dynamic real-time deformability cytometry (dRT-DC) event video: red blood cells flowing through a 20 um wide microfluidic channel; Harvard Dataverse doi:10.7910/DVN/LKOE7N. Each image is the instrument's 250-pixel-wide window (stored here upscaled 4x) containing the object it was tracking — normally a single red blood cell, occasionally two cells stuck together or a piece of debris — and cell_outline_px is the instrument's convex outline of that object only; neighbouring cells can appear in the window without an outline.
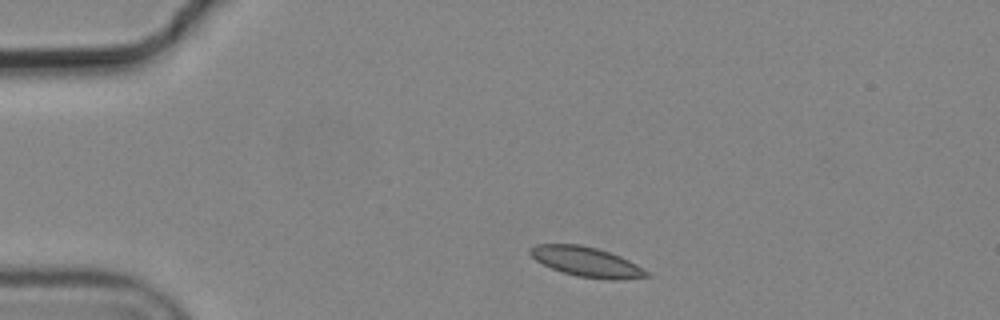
{"species": "common noctule bat (a hibernating species)", "species_latin": "Nyctalus noctula", "temperature_condition": "cold", "stored_images_in_passage": 3, "camera_frame_rate_fps": 3000, "um_per_image_px": 0.085, "animal": {"sex": "male", "body_mass_g": 19.2, "forearm_length_mm": 51.8}, "frame": {"image": 1, "passage_image": 1, "time_ms": 0.0, "image_size_px": [1000, 320], "cell_outline_px": [[652, 276], [624, 280], [612, 280], [576, 276], [552, 268], [536, 260], [528, 252], [528, 248], [536, 244], [580, 244], [596, 248], [620, 256], [636, 264], [648, 272]], "centroid_in_image_um": [49.86, 22.26], "position_along_channel_um": 35.1, "area_um2": 20.17}}